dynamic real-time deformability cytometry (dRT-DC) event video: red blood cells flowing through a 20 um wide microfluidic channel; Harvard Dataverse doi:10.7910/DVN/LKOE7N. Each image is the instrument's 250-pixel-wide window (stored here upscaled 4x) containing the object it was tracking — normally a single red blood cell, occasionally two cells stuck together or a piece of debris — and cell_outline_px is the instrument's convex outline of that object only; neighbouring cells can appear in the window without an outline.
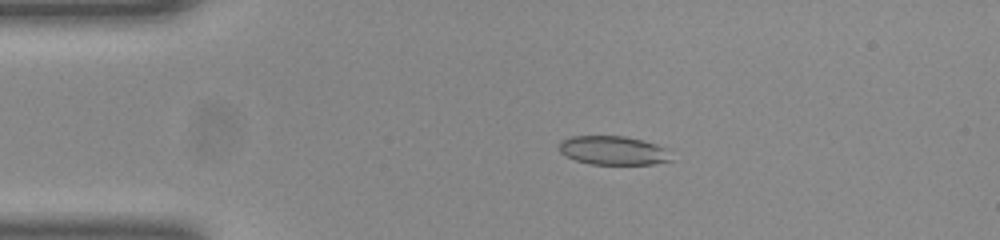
{"species": "common noctule bat (a hibernating species)", "species_latin": "Nyctalus noctula", "temperature_condition": "room temperature", "stored_images_in_passage": 43, "camera_frame_rate_fps": 3000, "um_per_image_px": 0.085, "animal": {"sex": "female", "body_mass_g": 23.0, "forearm_length_mm": 53.4}, "frame": {"image": 1, "passage_image": 3, "time_ms": 0.667, "image_size_px": [1000, 240], "cell_outline_px": [[672, 160], [652, 164], [592, 164], [576, 160], [560, 152], [560, 140], [572, 136], [624, 136], [656, 144], [664, 148]], "centroid_in_image_um": [52.09, 12.78], "position_along_channel_um": 32.9, "area_um2": 18.5}}
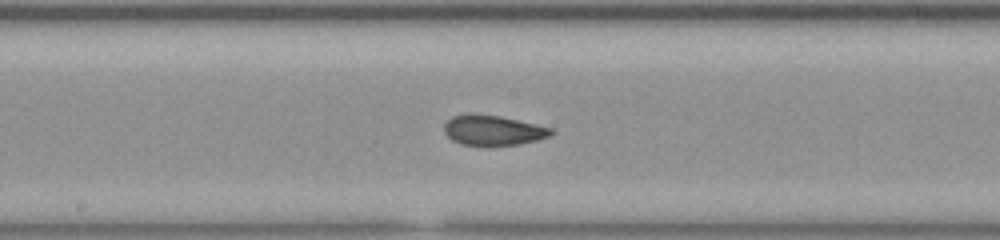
{"frame": {"image": 2, "passage_image": 19, "time_ms": 6.0, "image_size_px": [1000, 240], "cell_outline_px": [[556, 132], [548, 136], [536, 140], [520, 144], [460, 144], [452, 140], [444, 132], [444, 124], [452, 116], [468, 112], [472, 112], [500, 116], [552, 128]], "centroid_in_image_um": [41.87, 11.03], "position_along_channel_um": 206.3, "area_um2": 18.61}}
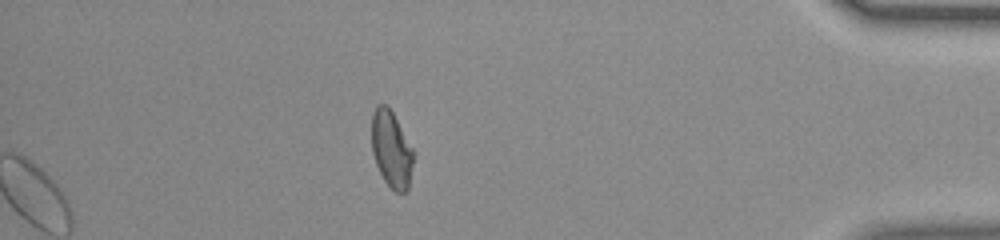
{"frame": {"image": 3, "passage_image": 37, "time_ms": 12.0, "image_size_px": [1000, 240], "cell_outline_px": [[416, 152], [408, 188], [404, 192], [396, 192], [384, 180], [376, 164], [372, 152], [372, 112], [376, 104], [388, 104]], "centroid_in_image_um": [33.29, 12.64], "position_along_channel_um": 401.9, "area_um2": 19.02}, "authors_computed_cell_mechanics": {"area_um2": 19.074, "velocity_mm_per_s": 4.0329, "shape_relaxation_time_tau1_ms": null, "shape_relaxation_time_tau2_ms": 1.2039, "deformation_change_tau1": null, "deformation_change_tau2": 0.0742}}